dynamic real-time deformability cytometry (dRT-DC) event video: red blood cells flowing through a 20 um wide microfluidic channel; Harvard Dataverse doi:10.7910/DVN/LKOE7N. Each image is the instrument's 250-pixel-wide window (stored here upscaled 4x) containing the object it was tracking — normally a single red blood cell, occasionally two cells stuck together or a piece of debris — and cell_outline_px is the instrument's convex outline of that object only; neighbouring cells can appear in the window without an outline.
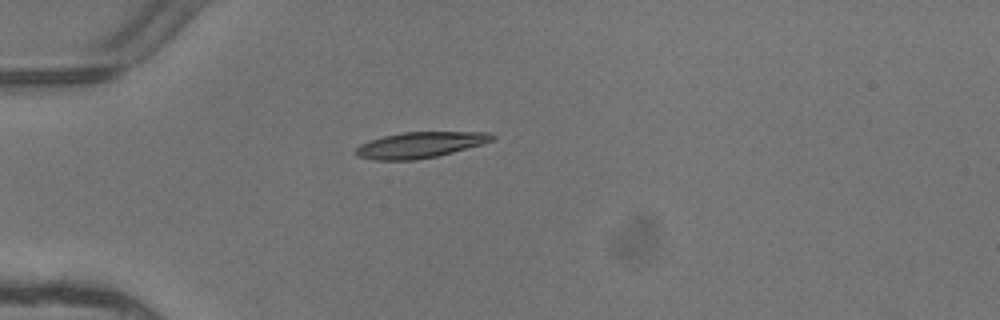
{"species": "common noctule bat (a hibernating species)", "species_latin": "Nyctalus noctula", "temperature_condition": "warm", "stored_images_in_passage": 5, "camera_frame_rate_fps": 3000, "um_per_image_px": 0.085, "animal": {"sex": "female"}, "frame": {"image": 1, "passage_image": 5, "time_ms": 1.333, "image_size_px": [1000, 320], "cell_outline_px": [[496, 136], [492, 140], [484, 144], [436, 156], [416, 160], [372, 160], [356, 156], [352, 152], [360, 144], [384, 136], [404, 132], [492, 132]], "centroid_in_image_um": [35.69, 12.32], "position_along_channel_um": 49.3, "area_um2": 20.63}}